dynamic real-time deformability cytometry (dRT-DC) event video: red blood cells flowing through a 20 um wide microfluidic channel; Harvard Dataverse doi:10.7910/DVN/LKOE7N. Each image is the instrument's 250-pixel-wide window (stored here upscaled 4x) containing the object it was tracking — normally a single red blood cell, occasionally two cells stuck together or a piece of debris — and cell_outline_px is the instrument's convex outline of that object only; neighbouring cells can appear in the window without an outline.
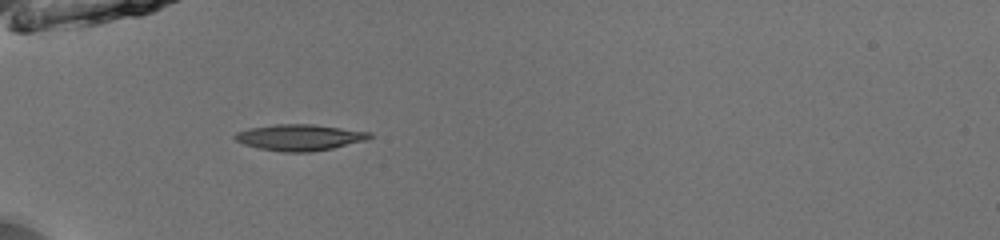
{"species": "common noctule bat (a hibernating species)", "species_latin": "Nyctalus noctula", "temperature_condition": "room temperature", "stored_images_in_passage": 53, "camera_frame_rate_fps": 3000, "um_per_image_px": 0.085, "animal": {"sex": "male", "body_mass_g": 13.0, "forearm_length_mm": 53.1}, "frame": {"image": 1, "passage_image": 19, "time_ms": 6.0, "image_size_px": [1000, 240], "cell_outline_px": [[372, 136], [368, 140], [332, 148], [308, 152], [280, 152], [260, 148], [244, 144], [236, 140], [232, 136], [236, 132], [248, 128], [276, 124], [312, 124], [372, 132]], "centroid_in_image_um": [25.46, 11.67], "position_along_channel_um": 59.5, "area_um2": 20.58}}
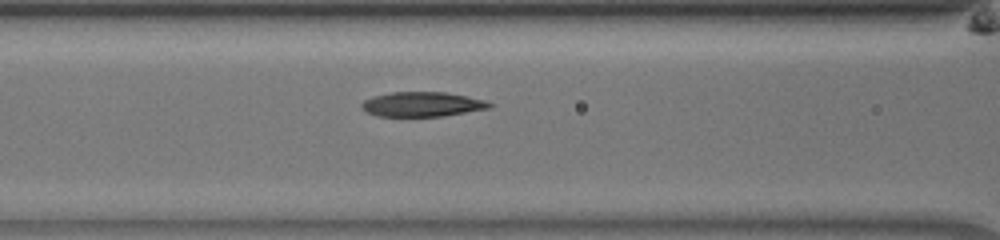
{"frame": {"image": 2, "passage_image": 25, "time_ms": 8.0, "image_size_px": [1000, 240], "cell_outline_px": [[492, 108], [444, 116], [376, 116], [368, 112], [360, 104], [364, 100], [372, 96], [392, 92], [444, 92], [468, 96], [484, 100], [492, 104]], "centroid_in_image_um": [35.91, 8.86], "position_along_channel_um": 130.7, "area_um2": 18.38}}
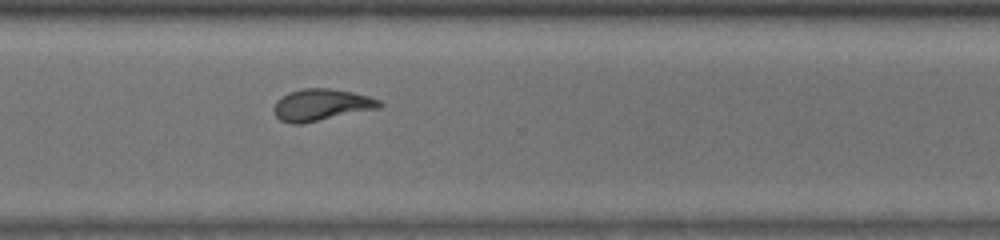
{"frame": {"image": 3, "passage_image": 41, "time_ms": 13.333, "image_size_px": [1000, 240], "cell_outline_px": [[384, 104], [380, 108], [300, 124], [292, 124], [280, 120], [276, 116], [272, 108], [276, 100], [288, 92], [304, 88], [328, 88], [352, 92], [368, 96], [380, 100]], "centroid_in_image_um": [27.29, 8.91], "position_along_channel_um": 343.3, "area_um2": 19.59}, "authors_computed_cell_mechanics": {"area_um2": 18.9006, "velocity_mm_per_s": 3.995, "shape_relaxation_time_tau1_ms": 5.5928, "shape_relaxation_time_tau2_ms": 1.4488, "deformation_change_tau1": 0.1988, "deformation_change_tau2": 0.0739}}